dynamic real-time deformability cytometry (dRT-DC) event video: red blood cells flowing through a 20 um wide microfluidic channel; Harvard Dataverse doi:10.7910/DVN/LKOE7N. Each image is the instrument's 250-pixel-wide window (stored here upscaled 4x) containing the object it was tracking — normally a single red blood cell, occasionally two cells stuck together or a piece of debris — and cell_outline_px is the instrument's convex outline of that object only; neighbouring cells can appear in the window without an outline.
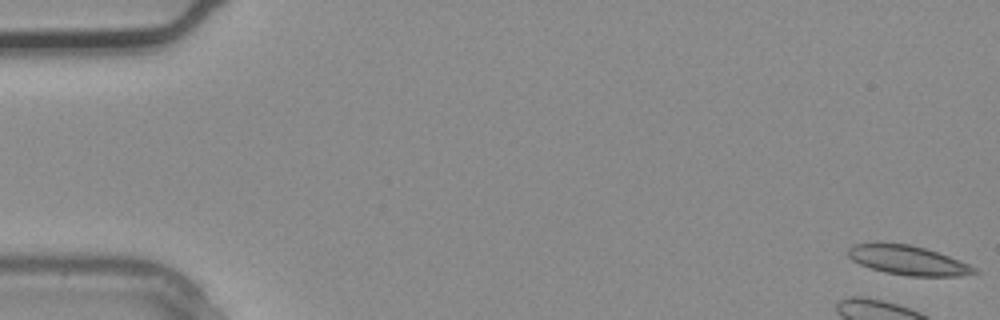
{"species": "common noctule bat (a hibernating species)", "species_latin": "Nyctalus noctula", "temperature_condition": "warm", "stored_images_in_passage": 4, "camera_frame_rate_fps": 3000, "um_per_image_px": 0.085, "animal": {"sex": "male", "body_mass_g": 20.4}, "frame": {"image": 1, "passage_image": 1, "time_ms": 0.0, "image_size_px": [1000, 320], "cell_outline_px": [[980, 272], [960, 276], [908, 276], [884, 272], [860, 264], [852, 260], [848, 256], [848, 248], [856, 244], [876, 240], [908, 244], [924, 248], [960, 260], [976, 268]], "centroid_in_image_um": [77.13, 22.09], "position_along_channel_um": 7.9, "area_um2": 21.91}}